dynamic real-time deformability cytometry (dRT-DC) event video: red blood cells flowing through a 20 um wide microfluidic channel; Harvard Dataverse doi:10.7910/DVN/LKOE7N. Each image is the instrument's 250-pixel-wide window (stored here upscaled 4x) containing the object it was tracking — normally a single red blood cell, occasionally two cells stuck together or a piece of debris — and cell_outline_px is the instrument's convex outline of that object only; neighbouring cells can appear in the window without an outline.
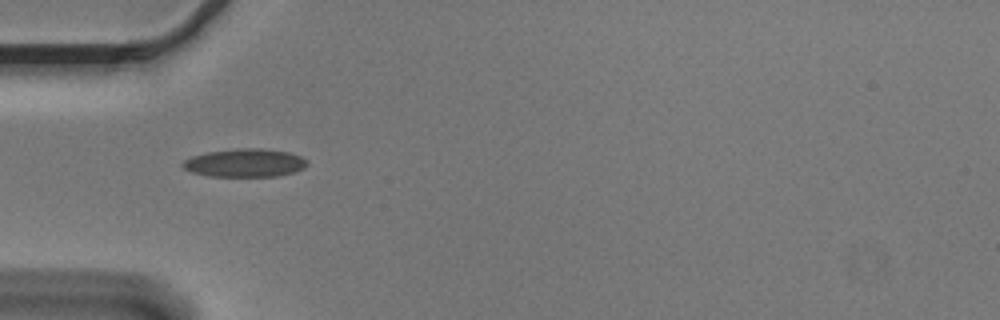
{"species": "Egyptian fruit bat (a non-hibernating species)", "species_latin": "Rousettus aegyptiacus", "temperature_condition": "cold", "stored_images_in_passage": 31, "camera_frame_rate_fps": 3000, "um_per_image_px": 0.085, "animal": {"sex": "male"}, "frame": {"image": 1, "passage_image": 1, "time_ms": 0.0, "image_size_px": [1000, 320], "cell_outline_px": [[308, 164], [304, 168], [292, 172], [276, 176], [208, 176], [192, 172], [184, 168], [180, 164], [184, 160], [192, 156], [208, 152], [236, 148], [260, 148], [288, 152], [300, 156], [308, 160]], "centroid_in_image_um": [20.81, 13.84], "position_along_channel_um": 64.2, "area_um2": 20.4}}
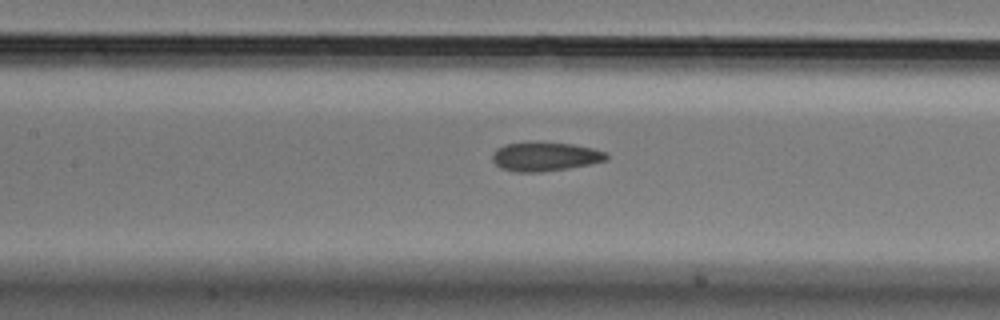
{"frame": {"image": 2, "passage_image": 9, "time_ms": 2.667, "image_size_px": [1000, 320], "cell_outline_px": [[608, 160], [568, 168], [540, 172], [516, 172], [500, 168], [492, 160], [492, 152], [496, 148], [504, 144], [536, 140], [572, 144], [592, 148], [604, 152], [608, 156]], "centroid_in_image_um": [46.27, 13.28], "position_along_channel_um": 161.1, "area_um2": 19.65}}
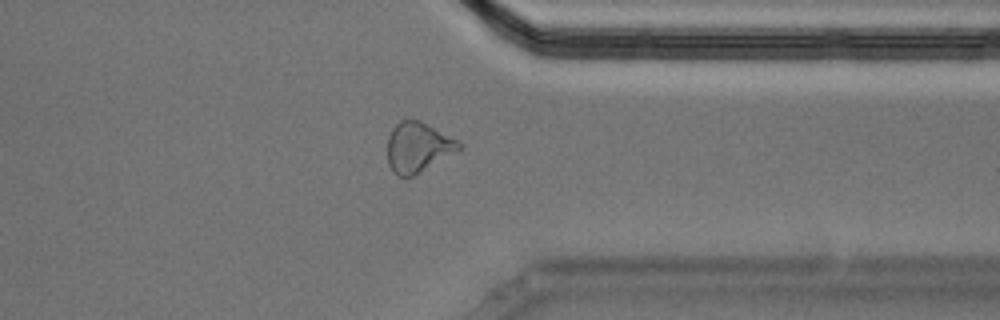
{"frame": {"image": 3, "passage_image": 27, "time_ms": 8.667, "image_size_px": [1000, 320], "cell_outline_px": [[464, 144], [460, 148], [412, 176], [400, 176], [392, 172], [388, 164], [388, 136], [392, 128], [400, 120], [420, 120], [460, 140]], "centroid_in_image_um": [35.51, 12.48], "position_along_channel_um": 375.9, "area_um2": 20.58}, "authors_computed_cell_mechanics": {"area_um2": 19.5364, "velocity_mm_per_s": 3.6309, "shape_relaxation_time_tau1_ms": 11.2143, "shape_relaxation_time_tau2_ms": 2.9232, "deformation_change_tau1": 0.2327, "deformation_change_tau2": 0.1122}}